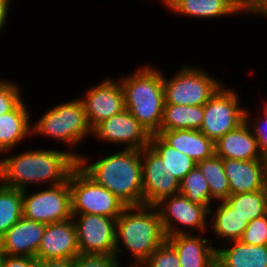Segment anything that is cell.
Returning <instances> with one entry per match:
<instances>
[{
  "mask_svg": "<svg viewBox=\"0 0 267 267\" xmlns=\"http://www.w3.org/2000/svg\"><path fill=\"white\" fill-rule=\"evenodd\" d=\"M143 204L155 206L164 198L179 193L180 181L163 165L150 147L141 150Z\"/></svg>",
  "mask_w": 267,
  "mask_h": 267,
  "instance_id": "cell-13",
  "label": "cell"
},
{
  "mask_svg": "<svg viewBox=\"0 0 267 267\" xmlns=\"http://www.w3.org/2000/svg\"><path fill=\"white\" fill-rule=\"evenodd\" d=\"M215 154L222 159L264 160L258 141L245 121L215 142Z\"/></svg>",
  "mask_w": 267,
  "mask_h": 267,
  "instance_id": "cell-20",
  "label": "cell"
},
{
  "mask_svg": "<svg viewBox=\"0 0 267 267\" xmlns=\"http://www.w3.org/2000/svg\"><path fill=\"white\" fill-rule=\"evenodd\" d=\"M12 0H0V32L6 28V24L8 23V18H9V11L10 6H11ZM7 22V23H6Z\"/></svg>",
  "mask_w": 267,
  "mask_h": 267,
  "instance_id": "cell-39",
  "label": "cell"
},
{
  "mask_svg": "<svg viewBox=\"0 0 267 267\" xmlns=\"http://www.w3.org/2000/svg\"><path fill=\"white\" fill-rule=\"evenodd\" d=\"M239 240L244 244L267 245V214L248 222Z\"/></svg>",
  "mask_w": 267,
  "mask_h": 267,
  "instance_id": "cell-34",
  "label": "cell"
},
{
  "mask_svg": "<svg viewBox=\"0 0 267 267\" xmlns=\"http://www.w3.org/2000/svg\"><path fill=\"white\" fill-rule=\"evenodd\" d=\"M258 114L260 115L259 117L256 116L253 118L252 111L246 107L245 122L248 124L254 137L258 141L259 149L263 156V159L267 161V115H265L261 111L258 112Z\"/></svg>",
  "mask_w": 267,
  "mask_h": 267,
  "instance_id": "cell-33",
  "label": "cell"
},
{
  "mask_svg": "<svg viewBox=\"0 0 267 267\" xmlns=\"http://www.w3.org/2000/svg\"><path fill=\"white\" fill-rule=\"evenodd\" d=\"M262 104H264V106H261V107H263L262 109L261 108H258L259 110H257V112L258 111H261V112H263L265 115H267V101H263V103ZM261 109V110H260Z\"/></svg>",
  "mask_w": 267,
  "mask_h": 267,
  "instance_id": "cell-41",
  "label": "cell"
},
{
  "mask_svg": "<svg viewBox=\"0 0 267 267\" xmlns=\"http://www.w3.org/2000/svg\"><path fill=\"white\" fill-rule=\"evenodd\" d=\"M166 240L156 206H126L116 219L114 255L122 266L120 256L126 250L134 260L130 266H141Z\"/></svg>",
  "mask_w": 267,
  "mask_h": 267,
  "instance_id": "cell-3",
  "label": "cell"
},
{
  "mask_svg": "<svg viewBox=\"0 0 267 267\" xmlns=\"http://www.w3.org/2000/svg\"><path fill=\"white\" fill-rule=\"evenodd\" d=\"M163 5L165 4L166 0H161L160 1Z\"/></svg>",
  "mask_w": 267,
  "mask_h": 267,
  "instance_id": "cell-44",
  "label": "cell"
},
{
  "mask_svg": "<svg viewBox=\"0 0 267 267\" xmlns=\"http://www.w3.org/2000/svg\"><path fill=\"white\" fill-rule=\"evenodd\" d=\"M140 267H180V260L175 249L165 241Z\"/></svg>",
  "mask_w": 267,
  "mask_h": 267,
  "instance_id": "cell-31",
  "label": "cell"
},
{
  "mask_svg": "<svg viewBox=\"0 0 267 267\" xmlns=\"http://www.w3.org/2000/svg\"><path fill=\"white\" fill-rule=\"evenodd\" d=\"M254 0H245V2L248 4V6L253 2Z\"/></svg>",
  "mask_w": 267,
  "mask_h": 267,
  "instance_id": "cell-43",
  "label": "cell"
},
{
  "mask_svg": "<svg viewBox=\"0 0 267 267\" xmlns=\"http://www.w3.org/2000/svg\"><path fill=\"white\" fill-rule=\"evenodd\" d=\"M168 145L188 155L196 163L215 154V143L200 130L176 129L157 133Z\"/></svg>",
  "mask_w": 267,
  "mask_h": 267,
  "instance_id": "cell-23",
  "label": "cell"
},
{
  "mask_svg": "<svg viewBox=\"0 0 267 267\" xmlns=\"http://www.w3.org/2000/svg\"><path fill=\"white\" fill-rule=\"evenodd\" d=\"M248 16H260L267 19V0H254L248 6Z\"/></svg>",
  "mask_w": 267,
  "mask_h": 267,
  "instance_id": "cell-38",
  "label": "cell"
},
{
  "mask_svg": "<svg viewBox=\"0 0 267 267\" xmlns=\"http://www.w3.org/2000/svg\"><path fill=\"white\" fill-rule=\"evenodd\" d=\"M203 117L204 105L165 104L160 131L176 129L200 130Z\"/></svg>",
  "mask_w": 267,
  "mask_h": 267,
  "instance_id": "cell-25",
  "label": "cell"
},
{
  "mask_svg": "<svg viewBox=\"0 0 267 267\" xmlns=\"http://www.w3.org/2000/svg\"><path fill=\"white\" fill-rule=\"evenodd\" d=\"M227 87L223 84L204 104L200 131L214 143L245 121L246 107L240 104V94L232 87Z\"/></svg>",
  "mask_w": 267,
  "mask_h": 267,
  "instance_id": "cell-9",
  "label": "cell"
},
{
  "mask_svg": "<svg viewBox=\"0 0 267 267\" xmlns=\"http://www.w3.org/2000/svg\"><path fill=\"white\" fill-rule=\"evenodd\" d=\"M240 16L248 14V4L245 0H225Z\"/></svg>",
  "mask_w": 267,
  "mask_h": 267,
  "instance_id": "cell-40",
  "label": "cell"
},
{
  "mask_svg": "<svg viewBox=\"0 0 267 267\" xmlns=\"http://www.w3.org/2000/svg\"><path fill=\"white\" fill-rule=\"evenodd\" d=\"M74 267H122L115 255H83L74 258Z\"/></svg>",
  "mask_w": 267,
  "mask_h": 267,
  "instance_id": "cell-35",
  "label": "cell"
},
{
  "mask_svg": "<svg viewBox=\"0 0 267 267\" xmlns=\"http://www.w3.org/2000/svg\"><path fill=\"white\" fill-rule=\"evenodd\" d=\"M102 80L97 85L85 89V95L80 96L92 130L103 120L126 109L124 90L120 80L112 77Z\"/></svg>",
  "mask_w": 267,
  "mask_h": 267,
  "instance_id": "cell-14",
  "label": "cell"
},
{
  "mask_svg": "<svg viewBox=\"0 0 267 267\" xmlns=\"http://www.w3.org/2000/svg\"><path fill=\"white\" fill-rule=\"evenodd\" d=\"M150 134L124 109L117 115L99 123L92 132V138L103 141L104 144L123 146L120 149L142 150L149 146ZM125 146V147H124Z\"/></svg>",
  "mask_w": 267,
  "mask_h": 267,
  "instance_id": "cell-12",
  "label": "cell"
},
{
  "mask_svg": "<svg viewBox=\"0 0 267 267\" xmlns=\"http://www.w3.org/2000/svg\"><path fill=\"white\" fill-rule=\"evenodd\" d=\"M216 203V208L214 205L209 208L208 232L215 235V239H220L219 245L223 246L225 243L239 240L248 226V221L225 200Z\"/></svg>",
  "mask_w": 267,
  "mask_h": 267,
  "instance_id": "cell-21",
  "label": "cell"
},
{
  "mask_svg": "<svg viewBox=\"0 0 267 267\" xmlns=\"http://www.w3.org/2000/svg\"><path fill=\"white\" fill-rule=\"evenodd\" d=\"M149 146L162 158L163 165L179 181L196 166L194 160L168 145L158 134L150 136Z\"/></svg>",
  "mask_w": 267,
  "mask_h": 267,
  "instance_id": "cell-26",
  "label": "cell"
},
{
  "mask_svg": "<svg viewBox=\"0 0 267 267\" xmlns=\"http://www.w3.org/2000/svg\"><path fill=\"white\" fill-rule=\"evenodd\" d=\"M72 214H96L117 219L126 205L97 184L78 165L69 175Z\"/></svg>",
  "mask_w": 267,
  "mask_h": 267,
  "instance_id": "cell-7",
  "label": "cell"
},
{
  "mask_svg": "<svg viewBox=\"0 0 267 267\" xmlns=\"http://www.w3.org/2000/svg\"><path fill=\"white\" fill-rule=\"evenodd\" d=\"M155 206L166 237L197 232L206 234L205 231H208L209 209L205 205L191 202L180 193L164 198Z\"/></svg>",
  "mask_w": 267,
  "mask_h": 267,
  "instance_id": "cell-10",
  "label": "cell"
},
{
  "mask_svg": "<svg viewBox=\"0 0 267 267\" xmlns=\"http://www.w3.org/2000/svg\"><path fill=\"white\" fill-rule=\"evenodd\" d=\"M2 267H37V259L27 256H10L3 254Z\"/></svg>",
  "mask_w": 267,
  "mask_h": 267,
  "instance_id": "cell-36",
  "label": "cell"
},
{
  "mask_svg": "<svg viewBox=\"0 0 267 267\" xmlns=\"http://www.w3.org/2000/svg\"><path fill=\"white\" fill-rule=\"evenodd\" d=\"M59 149L33 147L15 154L13 150L2 153L0 183L9 188L26 190L33 185L49 187L66 182L78 160L67 149Z\"/></svg>",
  "mask_w": 267,
  "mask_h": 267,
  "instance_id": "cell-1",
  "label": "cell"
},
{
  "mask_svg": "<svg viewBox=\"0 0 267 267\" xmlns=\"http://www.w3.org/2000/svg\"><path fill=\"white\" fill-rule=\"evenodd\" d=\"M43 188L22 190L23 216L46 225L71 219L69 178L62 184Z\"/></svg>",
  "mask_w": 267,
  "mask_h": 267,
  "instance_id": "cell-8",
  "label": "cell"
},
{
  "mask_svg": "<svg viewBox=\"0 0 267 267\" xmlns=\"http://www.w3.org/2000/svg\"><path fill=\"white\" fill-rule=\"evenodd\" d=\"M16 81L0 79V115L11 111L24 97Z\"/></svg>",
  "mask_w": 267,
  "mask_h": 267,
  "instance_id": "cell-32",
  "label": "cell"
},
{
  "mask_svg": "<svg viewBox=\"0 0 267 267\" xmlns=\"http://www.w3.org/2000/svg\"><path fill=\"white\" fill-rule=\"evenodd\" d=\"M231 194L257 191L267 187V161L223 159Z\"/></svg>",
  "mask_w": 267,
  "mask_h": 267,
  "instance_id": "cell-17",
  "label": "cell"
},
{
  "mask_svg": "<svg viewBox=\"0 0 267 267\" xmlns=\"http://www.w3.org/2000/svg\"><path fill=\"white\" fill-rule=\"evenodd\" d=\"M46 224L22 216L1 238L4 255L36 258Z\"/></svg>",
  "mask_w": 267,
  "mask_h": 267,
  "instance_id": "cell-16",
  "label": "cell"
},
{
  "mask_svg": "<svg viewBox=\"0 0 267 267\" xmlns=\"http://www.w3.org/2000/svg\"><path fill=\"white\" fill-rule=\"evenodd\" d=\"M196 166L207 179L211 198L214 201H223L231 194L229 180L225 174L223 159L216 154L201 160Z\"/></svg>",
  "mask_w": 267,
  "mask_h": 267,
  "instance_id": "cell-27",
  "label": "cell"
},
{
  "mask_svg": "<svg viewBox=\"0 0 267 267\" xmlns=\"http://www.w3.org/2000/svg\"><path fill=\"white\" fill-rule=\"evenodd\" d=\"M162 6L174 15L202 20L239 15L225 0H166Z\"/></svg>",
  "mask_w": 267,
  "mask_h": 267,
  "instance_id": "cell-24",
  "label": "cell"
},
{
  "mask_svg": "<svg viewBox=\"0 0 267 267\" xmlns=\"http://www.w3.org/2000/svg\"><path fill=\"white\" fill-rule=\"evenodd\" d=\"M76 227L72 219L47 224L36 259H74L79 255Z\"/></svg>",
  "mask_w": 267,
  "mask_h": 267,
  "instance_id": "cell-15",
  "label": "cell"
},
{
  "mask_svg": "<svg viewBox=\"0 0 267 267\" xmlns=\"http://www.w3.org/2000/svg\"><path fill=\"white\" fill-rule=\"evenodd\" d=\"M3 264V253L0 250V267H2Z\"/></svg>",
  "mask_w": 267,
  "mask_h": 267,
  "instance_id": "cell-42",
  "label": "cell"
},
{
  "mask_svg": "<svg viewBox=\"0 0 267 267\" xmlns=\"http://www.w3.org/2000/svg\"><path fill=\"white\" fill-rule=\"evenodd\" d=\"M223 245L216 248V267H267V245L244 244L240 240Z\"/></svg>",
  "mask_w": 267,
  "mask_h": 267,
  "instance_id": "cell-22",
  "label": "cell"
},
{
  "mask_svg": "<svg viewBox=\"0 0 267 267\" xmlns=\"http://www.w3.org/2000/svg\"><path fill=\"white\" fill-rule=\"evenodd\" d=\"M203 236V233L167 236L166 241L178 254L180 267H216L217 247Z\"/></svg>",
  "mask_w": 267,
  "mask_h": 267,
  "instance_id": "cell-18",
  "label": "cell"
},
{
  "mask_svg": "<svg viewBox=\"0 0 267 267\" xmlns=\"http://www.w3.org/2000/svg\"><path fill=\"white\" fill-rule=\"evenodd\" d=\"M23 98L11 111L0 115V155L16 150L19 143L32 137V113ZM26 139V140H25Z\"/></svg>",
  "mask_w": 267,
  "mask_h": 267,
  "instance_id": "cell-19",
  "label": "cell"
},
{
  "mask_svg": "<svg viewBox=\"0 0 267 267\" xmlns=\"http://www.w3.org/2000/svg\"><path fill=\"white\" fill-rule=\"evenodd\" d=\"M158 69L146 64L119 79L124 90L125 108L150 135L160 131L165 106L163 70Z\"/></svg>",
  "mask_w": 267,
  "mask_h": 267,
  "instance_id": "cell-4",
  "label": "cell"
},
{
  "mask_svg": "<svg viewBox=\"0 0 267 267\" xmlns=\"http://www.w3.org/2000/svg\"><path fill=\"white\" fill-rule=\"evenodd\" d=\"M123 267H124V266H123ZM126 267H140V266H129V265H128V266H126Z\"/></svg>",
  "mask_w": 267,
  "mask_h": 267,
  "instance_id": "cell-45",
  "label": "cell"
},
{
  "mask_svg": "<svg viewBox=\"0 0 267 267\" xmlns=\"http://www.w3.org/2000/svg\"><path fill=\"white\" fill-rule=\"evenodd\" d=\"M179 193L191 202L205 205L208 209L215 204L211 198L207 179L197 166L189 171L180 181Z\"/></svg>",
  "mask_w": 267,
  "mask_h": 267,
  "instance_id": "cell-30",
  "label": "cell"
},
{
  "mask_svg": "<svg viewBox=\"0 0 267 267\" xmlns=\"http://www.w3.org/2000/svg\"><path fill=\"white\" fill-rule=\"evenodd\" d=\"M225 201L250 222L267 214V187L252 192L230 194Z\"/></svg>",
  "mask_w": 267,
  "mask_h": 267,
  "instance_id": "cell-28",
  "label": "cell"
},
{
  "mask_svg": "<svg viewBox=\"0 0 267 267\" xmlns=\"http://www.w3.org/2000/svg\"><path fill=\"white\" fill-rule=\"evenodd\" d=\"M95 159L81 155L78 166L126 206L143 205L141 150L122 149Z\"/></svg>",
  "mask_w": 267,
  "mask_h": 267,
  "instance_id": "cell-2",
  "label": "cell"
},
{
  "mask_svg": "<svg viewBox=\"0 0 267 267\" xmlns=\"http://www.w3.org/2000/svg\"><path fill=\"white\" fill-rule=\"evenodd\" d=\"M37 267H74V259L37 260Z\"/></svg>",
  "mask_w": 267,
  "mask_h": 267,
  "instance_id": "cell-37",
  "label": "cell"
},
{
  "mask_svg": "<svg viewBox=\"0 0 267 267\" xmlns=\"http://www.w3.org/2000/svg\"><path fill=\"white\" fill-rule=\"evenodd\" d=\"M23 216L22 190L0 183V238Z\"/></svg>",
  "mask_w": 267,
  "mask_h": 267,
  "instance_id": "cell-29",
  "label": "cell"
},
{
  "mask_svg": "<svg viewBox=\"0 0 267 267\" xmlns=\"http://www.w3.org/2000/svg\"><path fill=\"white\" fill-rule=\"evenodd\" d=\"M44 114L32 121V136L50 138L68 147V152L77 160L82 153L76 150L87 137H92L84 104L80 97L51 106ZM74 150V151H73Z\"/></svg>",
  "mask_w": 267,
  "mask_h": 267,
  "instance_id": "cell-5",
  "label": "cell"
},
{
  "mask_svg": "<svg viewBox=\"0 0 267 267\" xmlns=\"http://www.w3.org/2000/svg\"><path fill=\"white\" fill-rule=\"evenodd\" d=\"M170 78L163 72L165 104L201 106L208 102L223 85L201 66L183 65Z\"/></svg>",
  "mask_w": 267,
  "mask_h": 267,
  "instance_id": "cell-6",
  "label": "cell"
},
{
  "mask_svg": "<svg viewBox=\"0 0 267 267\" xmlns=\"http://www.w3.org/2000/svg\"><path fill=\"white\" fill-rule=\"evenodd\" d=\"M79 253L114 255L116 219L96 214H72Z\"/></svg>",
  "mask_w": 267,
  "mask_h": 267,
  "instance_id": "cell-11",
  "label": "cell"
}]
</instances>
